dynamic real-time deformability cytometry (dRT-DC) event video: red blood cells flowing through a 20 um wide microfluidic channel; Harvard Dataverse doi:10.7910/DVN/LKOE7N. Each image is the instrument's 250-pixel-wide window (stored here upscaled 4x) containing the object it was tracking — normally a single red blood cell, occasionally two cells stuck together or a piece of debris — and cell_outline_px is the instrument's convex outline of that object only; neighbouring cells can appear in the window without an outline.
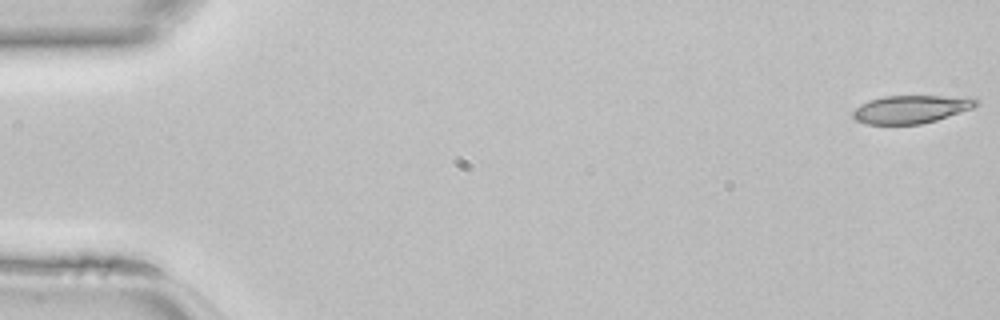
{"species": "common noctule bat (a hibernating species)", "species_latin": "Nyctalus noctula", "temperature_condition": "room temperature", "stored_images_in_passage": 46, "camera_frame_rate_fps": 3000, "um_per_image_px": 0.085, "animal": {"sex": "female", "body_mass_g": 22.7, "forearm_length_mm": 54.2}, "frame": {"image": 1, "passage_image": 1, "time_ms": 0.0, "image_size_px": [1000, 320], "cell_outline_px": [[980, 104], [972, 108], [936, 120], [920, 124], [864, 124], [856, 120], [852, 116], [852, 112], [860, 104], [868, 100], [884, 96], [976, 96], [980, 100]], "centroid_in_image_um": [77.48, 9.26], "position_along_channel_um": 7.5, "area_um2": 20.4}}
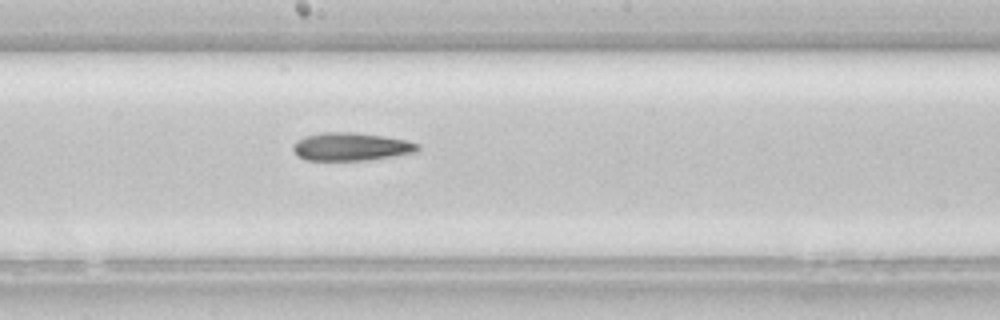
{"frame": {"image": 2, "passage_image": 25, "time_ms": 8.0, "image_size_px": [1000, 320], "cell_outline_px": [[420, 148], [416, 152], [368, 160], [304, 160], [292, 148], [292, 144], [296, 140], [304, 136], [320, 132], [352, 132], [384, 136], [408, 140], [420, 144]], "centroid_in_image_um": [29.84, 12.45], "position_along_channel_um": 218.4, "area_um2": 20.46}}
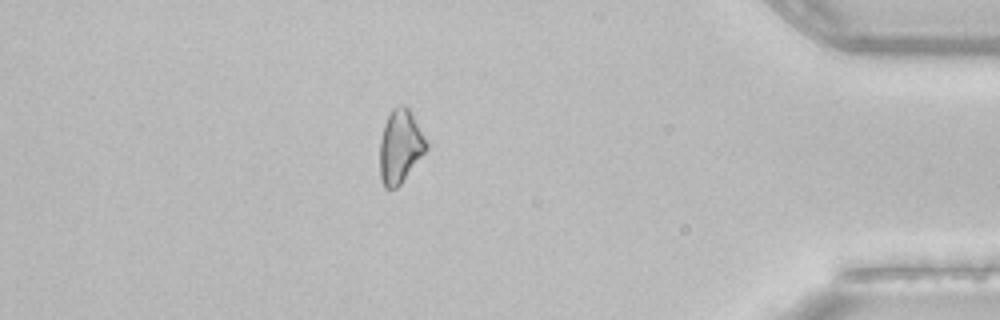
{"frame": {"image": 3, "passage_image": 40, "time_ms": 13.0, "image_size_px": [1000, 320], "cell_outline_px": [[428, 148], [400, 184], [396, 188], [384, 188], [380, 176], [380, 140], [384, 124], [392, 108], [400, 104], [404, 104], [408, 108], [428, 140]], "centroid_in_image_um": [34.02, 12.43], "position_along_channel_um": 401.2, "area_um2": 19.88}}